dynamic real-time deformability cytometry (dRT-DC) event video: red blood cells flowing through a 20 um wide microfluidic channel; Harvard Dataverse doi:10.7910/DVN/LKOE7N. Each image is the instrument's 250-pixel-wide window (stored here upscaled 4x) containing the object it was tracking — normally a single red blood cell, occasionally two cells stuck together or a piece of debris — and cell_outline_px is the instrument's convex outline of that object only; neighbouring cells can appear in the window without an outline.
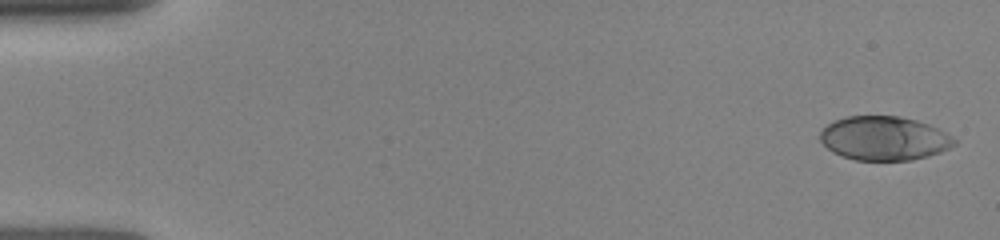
{"species": "human", "species_latin": "Homo sapiens", "temperature_condition": "room temperature", "stored_images_in_passage": 39, "camera_frame_rate_fps": 3000, "um_per_image_px": 0.085, "donor": {"sex": "female"}, "frame": {"image": 1, "passage_image": 1, "time_ms": 0.0, "image_size_px": [1000, 240], "cell_outline_px": [[956, 144], [940, 152], [928, 156], [912, 160], [856, 160], [832, 152], [820, 140], [820, 132], [832, 120], [848, 116], [900, 116], [916, 120], [928, 124], [944, 132], [956, 140]], "centroid_in_image_um": [75.13, 11.75], "position_along_channel_um": 9.9, "area_um2": 34.22}}
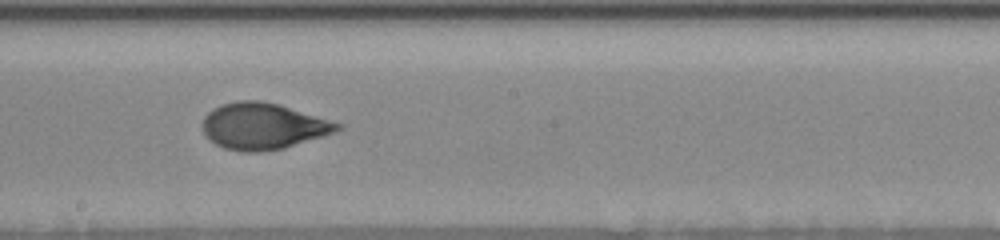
{"frame": {"image": 2, "passage_image": 21, "time_ms": 8.667, "image_size_px": [1000, 240], "cell_outline_px": [[344, 128], [336, 132], [324, 136], [284, 148], [260, 152], [244, 152], [224, 148], [208, 140], [204, 132], [204, 116], [212, 108], [236, 100], [260, 100], [280, 104], [344, 124]], "centroid_in_image_um": [22.4, 10.72], "position_along_channel_um": 225.8, "area_um2": 36.7}}
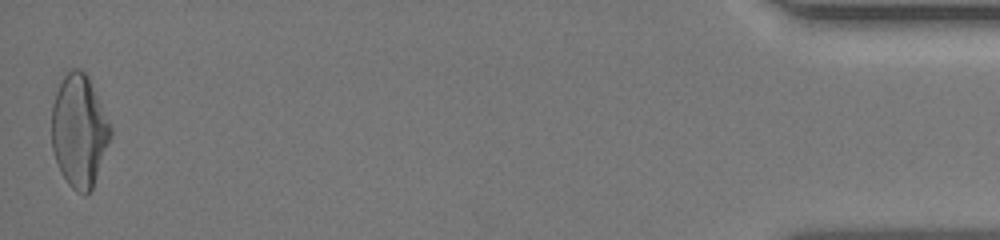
{"frame": {"image": 3, "passage_image": 39, "time_ms": 15.667, "image_size_px": [1000, 240], "cell_outline_px": [[112, 136], [92, 188], [84, 196], [76, 192], [68, 184], [60, 172], [52, 148], [52, 104], [56, 92], [64, 76], [72, 68], [80, 68], [88, 76], [112, 128]], "centroid_in_image_um": [6.73, 11.14], "position_along_channel_um": 428.5, "area_um2": 38.49}}